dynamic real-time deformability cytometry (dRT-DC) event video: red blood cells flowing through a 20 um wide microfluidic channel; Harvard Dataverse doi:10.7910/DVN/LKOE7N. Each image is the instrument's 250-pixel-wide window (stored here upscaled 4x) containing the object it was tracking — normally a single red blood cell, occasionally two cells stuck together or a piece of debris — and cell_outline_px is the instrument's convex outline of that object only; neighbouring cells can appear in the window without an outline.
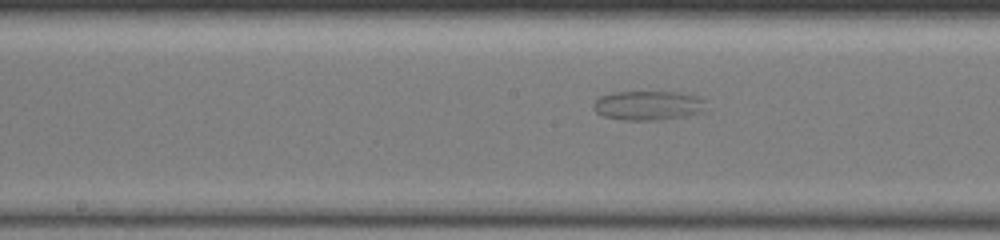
{"species": "common noctule bat (a hibernating species)", "species_latin": "Nyctalus noctula", "temperature_condition": "warm", "stored_images_in_passage": 49, "segment_of_instrument_passage": [2, 2], "camera_frame_rate_fps": 3000, "um_per_image_px": 0.085, "animal": {"sex": "female", "body_mass_g": 19.5, "forearm_length_mm": 54.1}, "frame": {"image": 1, "passage_image": 29, "time_ms": 12.667, "image_size_px": [1000, 240], "cell_outline_px": [[704, 100], [700, 112], [688, 116], [660, 120], [624, 120], [604, 116], [596, 112], [592, 108], [592, 104], [600, 96], [612, 92], [680, 92], [696, 96]], "centroid_in_image_um": [55.03, 8.97], "position_along_channel_um": 193.2, "area_um2": 19.19}}
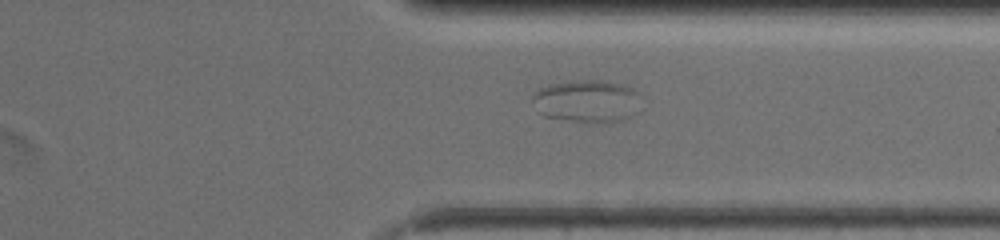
{"frame": {"image": 2, "passage_image": 39, "time_ms": 17.667, "image_size_px": [1000, 240], "cell_outline_px": [[640, 96], [632, 116], [624, 120], [600, 124], [568, 120], [544, 116], [536, 112], [532, 100], [532, 96], [540, 88], [548, 84], [568, 80], [596, 80], [620, 84], [632, 88]], "centroid_in_image_um": [49.83, 8.61], "position_along_channel_um": 361.6, "area_um2": 27.11}}
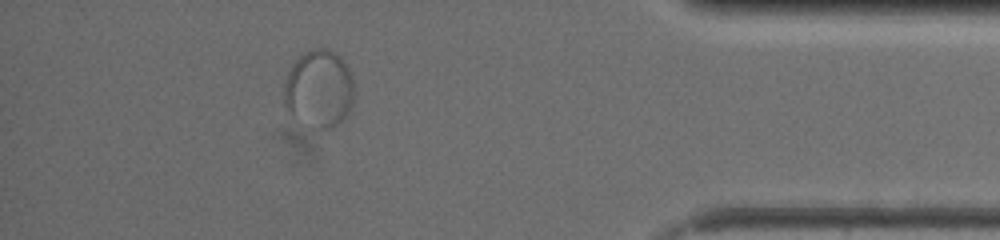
{"frame": {"image": 3, "passage_image": 44, "time_ms": 20.0, "image_size_px": [1000, 240], "cell_outline_px": [[352, 104], [348, 112], [336, 124], [320, 132], [308, 128], [296, 120], [292, 116], [284, 104], [284, 84], [288, 72], [292, 64], [304, 52], [312, 48], [328, 48], [336, 52], [344, 60], [352, 76]], "centroid_in_image_um": [27.08, 7.57], "position_along_channel_um": 408.1, "area_um2": 32.19}}